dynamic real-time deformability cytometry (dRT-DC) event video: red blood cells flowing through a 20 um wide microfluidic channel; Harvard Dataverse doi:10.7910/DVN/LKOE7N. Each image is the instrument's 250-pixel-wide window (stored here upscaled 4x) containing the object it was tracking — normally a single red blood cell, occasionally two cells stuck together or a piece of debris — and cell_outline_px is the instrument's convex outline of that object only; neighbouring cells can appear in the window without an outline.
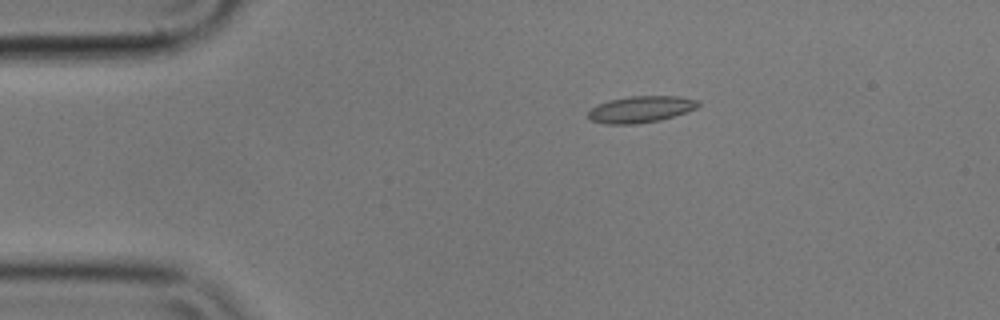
{"species": "common noctule bat (a hibernating species)", "species_latin": "Nyctalus noctula", "temperature_condition": "cold", "stored_images_in_passage": 6, "camera_frame_rate_fps": 3000, "um_per_image_px": 0.085, "animal": {"sex": "male", "body_mass_g": 17.9}, "frame": {"image": 1, "passage_image": 3, "time_ms": 0.667, "image_size_px": [1000, 320], "cell_outline_px": [[700, 104], [696, 108], [660, 120], [636, 124], [604, 124], [592, 120], [588, 116], [588, 112], [596, 104], [608, 100], [628, 96], [680, 96], [700, 100]], "centroid_in_image_um": [54.45, 9.28], "position_along_channel_um": 30.6, "area_um2": 17.05}}